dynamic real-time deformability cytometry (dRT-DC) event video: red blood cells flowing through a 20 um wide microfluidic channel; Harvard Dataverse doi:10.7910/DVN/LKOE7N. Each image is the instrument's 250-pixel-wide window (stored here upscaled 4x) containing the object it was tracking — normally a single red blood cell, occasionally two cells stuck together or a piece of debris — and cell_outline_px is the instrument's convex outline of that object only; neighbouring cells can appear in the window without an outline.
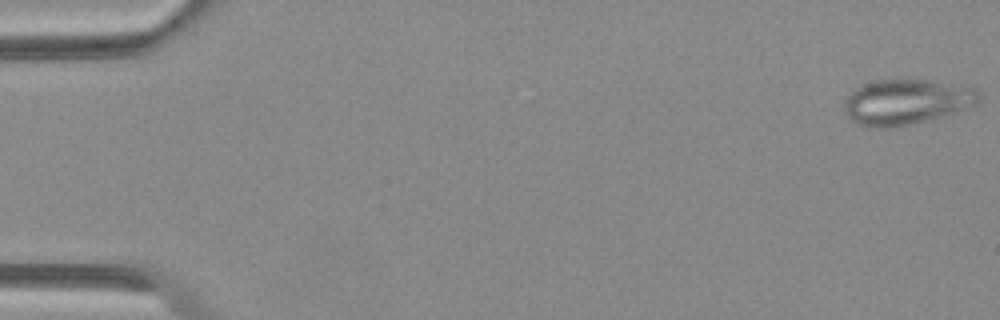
{"species": "Egyptian fruit bat (a non-hibernating species)", "species_latin": "Rousettus aegyptiacus", "temperature_condition": "warm", "stored_images_in_passage": 42, "camera_frame_rate_fps": 3000, "um_per_image_px": 0.085, "animal": {"sex": "female"}, "frame": {"image": 1, "passage_image": 1, "time_ms": 0.0, "image_size_px": [1000, 320], "cell_outline_px": [[980, 104], [952, 112], [908, 124], [888, 128], [868, 128], [856, 124], [848, 116], [844, 108], [844, 100], [856, 88], [864, 84], [876, 80], [928, 80], [976, 88], [980, 92]], "centroid_in_image_um": [77.02, 8.66], "position_along_channel_um": 8.0, "area_um2": 35.14}}
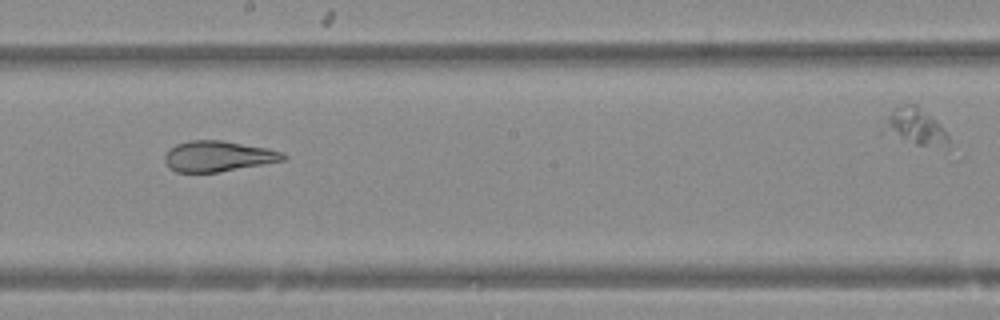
{"frame": {"image": 2, "passage_image": 29, "time_ms": 9.333, "image_size_px": [1000, 320], "cell_outline_px": [[288, 160], [220, 172], [176, 172], [168, 168], [164, 160], [164, 156], [176, 144], [188, 140], [220, 140], [268, 148], [284, 152], [288, 156]], "centroid_in_image_um": [18.59, 13.29], "position_along_channel_um": 229.6, "area_um2": 21.39}}
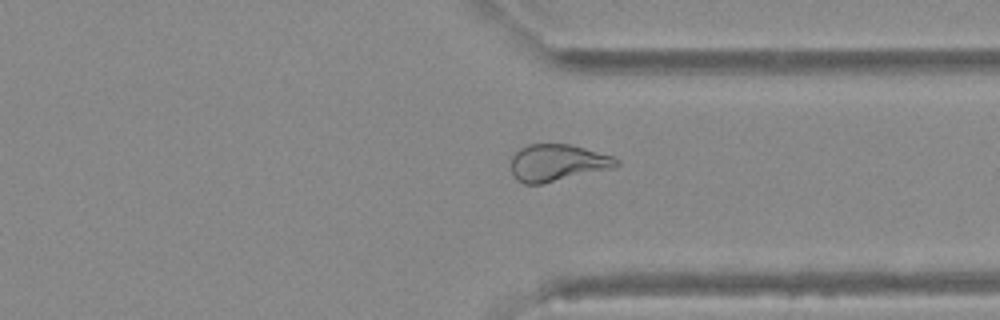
{"frame": {"image": 3, "passage_image": 39, "time_ms": 12.667, "image_size_px": [1000, 320], "cell_outline_px": [[620, 164], [616, 168], [540, 184], [524, 184], [516, 180], [512, 172], [512, 156], [520, 148], [528, 144], [572, 144], [612, 156], [620, 160]], "centroid_in_image_um": [47.41, 13.83], "position_along_channel_um": 364.0, "area_um2": 22.83}}